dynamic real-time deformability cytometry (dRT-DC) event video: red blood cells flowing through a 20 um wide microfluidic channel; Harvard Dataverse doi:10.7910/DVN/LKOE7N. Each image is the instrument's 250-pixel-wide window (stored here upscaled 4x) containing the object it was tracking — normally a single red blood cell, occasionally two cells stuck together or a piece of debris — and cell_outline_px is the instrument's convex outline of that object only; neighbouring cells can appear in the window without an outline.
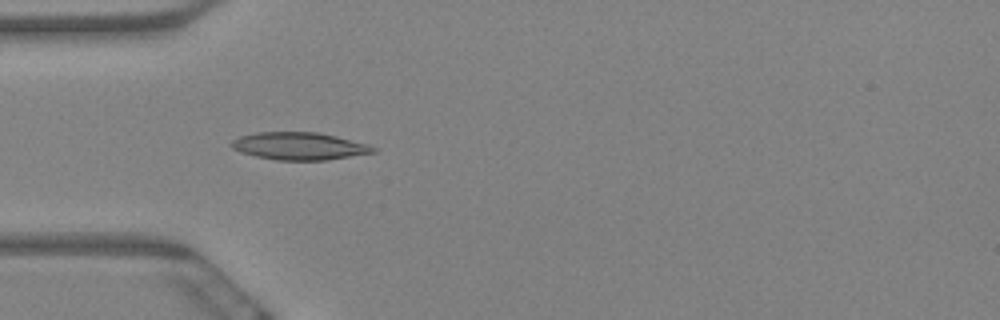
{"species": "Egyptian fruit bat (a non-hibernating species)", "species_latin": "Rousettus aegyptiacus", "temperature_condition": "warm", "stored_images_in_passage": 7, "camera_frame_rate_fps": 3000, "um_per_image_px": 0.085, "animal": {"sex": "female"}, "frame": {"image": 1, "passage_image": 6, "time_ms": 1.667, "image_size_px": [1000, 320], "cell_outline_px": [[376, 152], [324, 160], [276, 160], [256, 156], [240, 152], [232, 148], [228, 144], [232, 140], [240, 136], [256, 132], [316, 132], [336, 136], [368, 144], [376, 148]], "centroid_in_image_um": [25.39, 12.41], "position_along_channel_um": 59.6, "area_um2": 22.66}}